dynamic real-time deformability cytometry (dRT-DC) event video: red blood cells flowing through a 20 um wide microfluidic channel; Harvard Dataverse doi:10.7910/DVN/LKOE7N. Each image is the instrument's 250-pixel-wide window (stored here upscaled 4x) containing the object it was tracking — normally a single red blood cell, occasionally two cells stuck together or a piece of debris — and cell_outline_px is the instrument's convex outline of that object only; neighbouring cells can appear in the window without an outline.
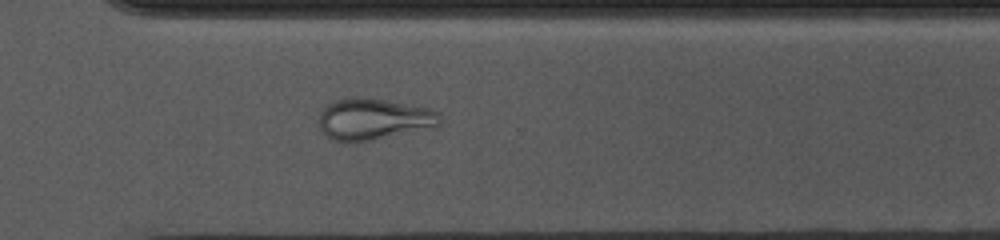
{"species": "common noctule bat (a hibernating species)", "species_latin": "Nyctalus noctula", "temperature_condition": "cold", "stored_images_in_passage": 53, "camera_frame_rate_fps": 3000, "um_per_image_px": 0.085, "animal": {"sex": "female", "body_mass_g": 10.0, "forearm_length_mm": 53.1}, "frame": {"image": 1, "passage_image": 37, "time_ms": 12.0, "image_size_px": [1000, 240], "cell_outline_px": [[440, 124], [436, 128], [348, 144], [332, 140], [324, 136], [320, 128], [320, 112], [332, 100], [352, 96], [364, 96], [428, 108], [440, 112]], "centroid_in_image_um": [31.74, 10.14], "position_along_channel_um": 338.9, "area_um2": 29.94}}
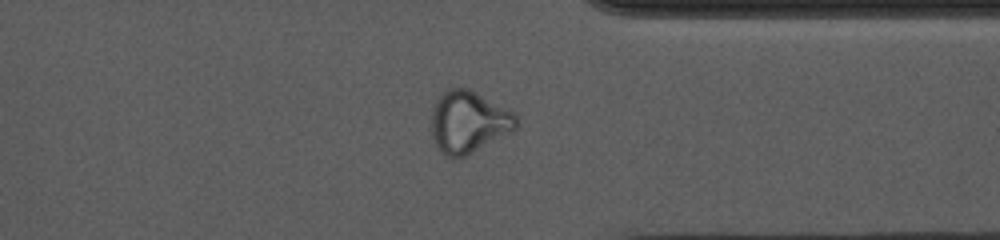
{"frame": {"image": 2, "passage_image": 40, "time_ms": 13.0, "image_size_px": [1000, 240], "cell_outline_px": [[516, 128], [464, 156], [452, 160], [436, 148], [432, 136], [432, 104], [440, 92], [448, 88], [468, 88], [516, 112]], "centroid_in_image_um": [39.76, 10.33], "position_along_channel_um": 371.6, "area_um2": 30.69}}
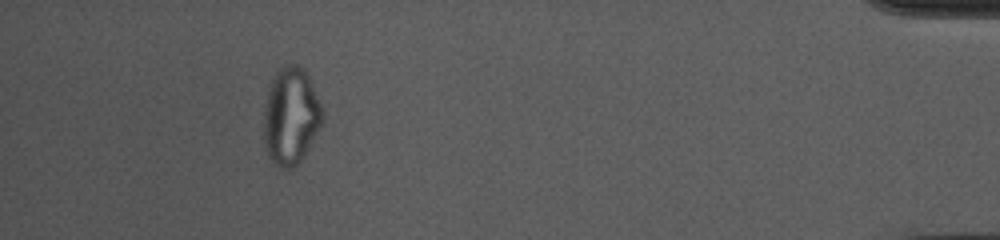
{"frame": {"image": 3, "passage_image": 48, "time_ms": 15.667, "image_size_px": [1000, 240], "cell_outline_px": [[324, 120], [320, 128], [304, 156], [292, 168], [280, 168], [268, 156], [264, 144], [264, 112], [268, 92], [272, 80], [276, 72], [284, 64], [300, 64], [304, 68], [312, 84], [324, 112]], "centroid_in_image_um": [24.74, 9.86], "position_along_channel_um": 410.5, "area_um2": 33.23}, "authors_computed_cell_mechanics": {"area_um2": 27.6284, "velocity_mm_per_s": 3.7164, "shape_relaxation_time_tau1_ms": null, "shape_relaxation_time_tau2_ms": 1.3966, "deformation_change_tau1": null, "deformation_change_tau2": 0.0891}}